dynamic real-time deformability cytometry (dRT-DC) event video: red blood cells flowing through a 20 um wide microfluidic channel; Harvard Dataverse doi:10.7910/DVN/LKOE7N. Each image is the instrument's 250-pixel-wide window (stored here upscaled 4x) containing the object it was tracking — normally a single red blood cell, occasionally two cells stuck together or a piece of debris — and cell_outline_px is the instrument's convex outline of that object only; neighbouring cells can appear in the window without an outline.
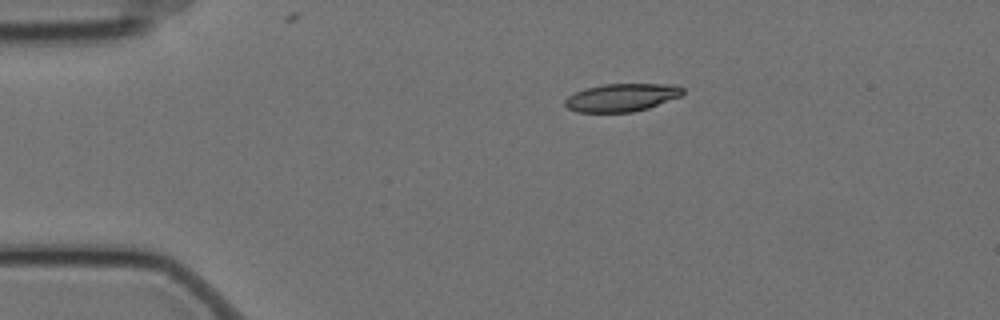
{"species": "Egyptian fruit bat (a non-hibernating species)", "species_latin": "Rousettus aegyptiacus", "temperature_condition": "cold", "stored_images_in_passage": 2, "camera_frame_rate_fps": 3000, "um_per_image_px": 0.085, "animal": {"sex": "female"}, "frame": {"image": 1, "passage_image": 1, "time_ms": 0.0, "image_size_px": [1000, 320], "cell_outline_px": [[684, 92], [680, 96], [648, 108], [632, 112], [576, 112], [568, 108], [564, 104], [564, 100], [568, 96], [584, 88], [604, 84], [676, 84], [684, 88]], "centroid_in_image_um": [52.84, 8.28], "position_along_channel_um": 32.2, "area_um2": 19.19}}